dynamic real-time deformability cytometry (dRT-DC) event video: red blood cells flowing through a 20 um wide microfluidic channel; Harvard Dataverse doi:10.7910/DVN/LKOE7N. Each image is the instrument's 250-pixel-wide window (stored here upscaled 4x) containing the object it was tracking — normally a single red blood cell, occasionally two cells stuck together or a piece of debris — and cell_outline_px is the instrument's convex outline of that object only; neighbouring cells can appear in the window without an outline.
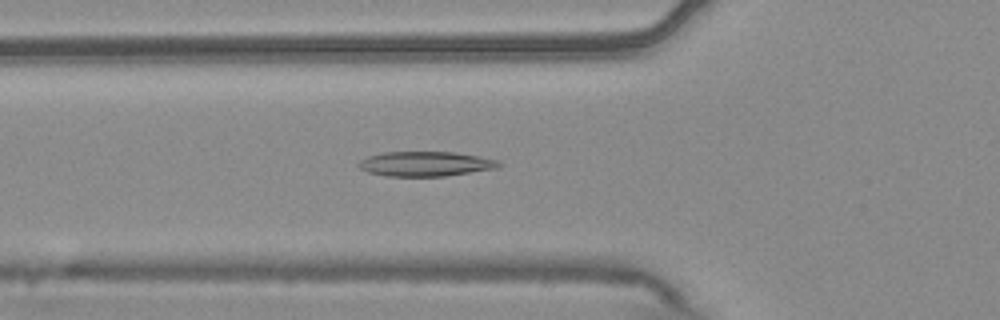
{"species": "common noctule bat (a hibernating species)", "species_latin": "Nyctalus noctula", "temperature_condition": "warm", "stored_images_in_passage": 54, "camera_frame_rate_fps": 3000, "um_per_image_px": 0.085, "animal": {"sex": "male", "body_mass_g": 20.4}, "frame": {"image": 1, "passage_image": 19, "time_ms": 6.0, "image_size_px": [1000, 320], "cell_outline_px": [[504, 164], [500, 168], [444, 176], [384, 176], [368, 172], [360, 168], [356, 164], [360, 160], [368, 156], [384, 152], [456, 152], [480, 156], [496, 160]], "centroid_in_image_um": [36.19, 13.93], "position_along_channel_um": 89.6, "area_um2": 20.4}}
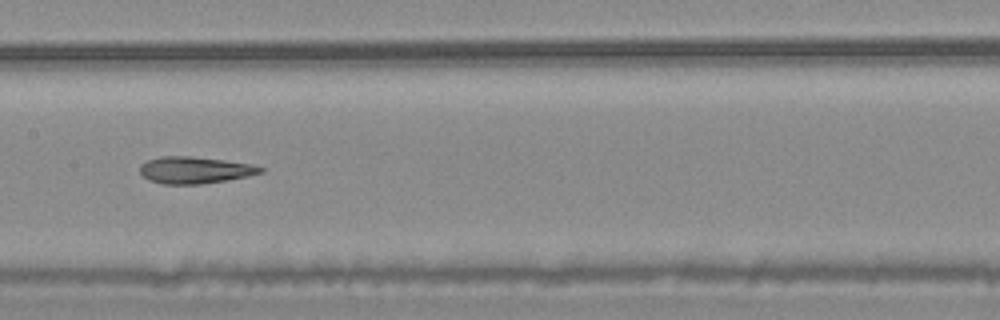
{"frame": {"image": 2, "passage_image": 27, "time_ms": 8.667, "image_size_px": [1000, 320], "cell_outline_px": [[264, 172], [248, 176], [200, 184], [160, 184], [148, 180], [140, 172], [140, 164], [148, 160], [160, 156], [188, 156], [224, 160], [252, 164], [264, 168]], "centroid_in_image_um": [16.54, 14.45], "position_along_channel_um": 190.9, "area_um2": 18.79}}
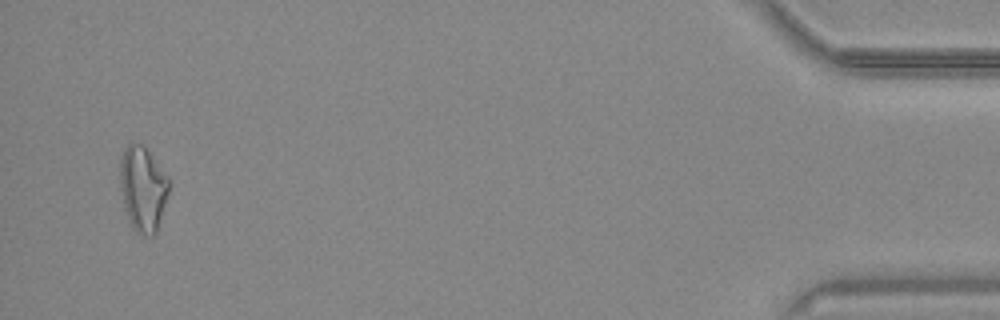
{"frame": {"image": 3, "passage_image": 52, "time_ms": 17.0, "image_size_px": [1000, 320], "cell_outline_px": [[168, 196], [156, 232], [152, 236], [144, 236], [136, 232], [132, 228], [128, 220], [124, 208], [120, 188], [120, 160], [124, 148], [132, 140], [144, 144], [168, 176]], "centroid_in_image_um": [12.12, 16.01], "position_along_channel_um": 423.1, "area_um2": 24.68}, "authors_computed_cell_mechanics": {"area_um2": 20.3456, "velocity_mm_per_s": 3.7698, "shape_relaxation_time_tau1_ms": 9.8179, "shape_relaxation_time_tau2_ms": 4.4725, "deformation_change_tau1": 0.2244, "deformation_change_tau2": 0.162}}